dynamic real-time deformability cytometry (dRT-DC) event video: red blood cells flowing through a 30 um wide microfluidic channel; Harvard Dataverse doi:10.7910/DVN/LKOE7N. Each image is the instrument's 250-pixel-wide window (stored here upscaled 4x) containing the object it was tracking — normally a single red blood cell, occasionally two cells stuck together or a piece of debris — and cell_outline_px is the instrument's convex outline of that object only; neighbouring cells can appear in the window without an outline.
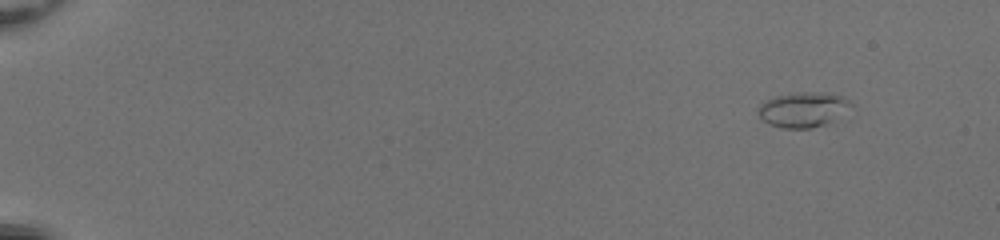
{"species": "common noctule bat (a hibernating species)", "species_latin": "Nyctalus noctula", "temperature_condition": "room temperature", "stored_images_in_passage": 49, "camera_frame_rate_fps": 3000, "um_per_image_px": 0.085, "animal": {"sex": "female", "body_mass_g": 20.0, "forearm_length_mm": 54.0}, "frame": {"image": 1, "passage_image": 1, "time_ms": 0.0, "image_size_px": [1000, 240], "cell_outline_px": [[852, 104], [828, 124], [812, 128], [780, 128], [768, 124], [756, 112], [756, 108], [760, 104], [776, 96], [796, 92], [828, 92], [844, 96], [852, 100]], "centroid_in_image_um": [68.25, 9.3], "position_along_channel_um": 16.7, "area_um2": 19.07}}
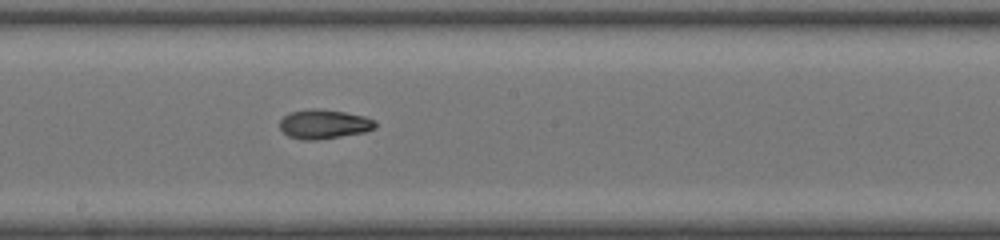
{"frame": {"image": 2, "passage_image": 28, "time_ms": 9.0, "image_size_px": [1000, 240], "cell_outline_px": [[376, 128], [364, 132], [316, 140], [300, 140], [288, 136], [280, 128], [280, 120], [288, 112], [308, 108], [316, 108], [344, 112], [364, 116], [376, 120]], "centroid_in_image_um": [27.52, 10.54], "position_along_channel_um": 220.7, "area_um2": 16.42}}
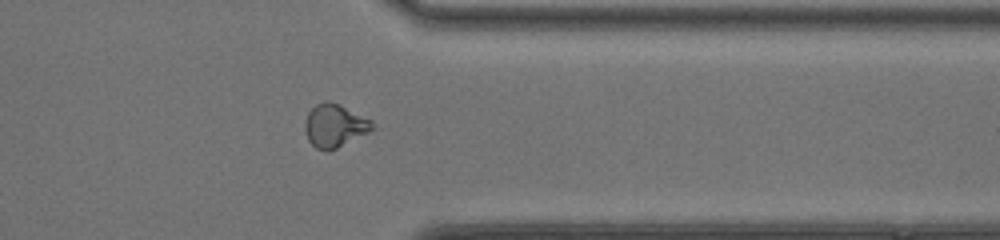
{"frame": {"image": 3, "passage_image": 40, "time_ms": 13.0, "image_size_px": [1000, 240], "cell_outline_px": [[376, 128], [328, 152], [324, 152], [316, 148], [308, 140], [304, 128], [304, 124], [308, 112], [316, 104], [324, 100], [328, 100], [340, 104], [372, 120]], "centroid_in_image_um": [28.43, 10.67], "position_along_channel_um": 383.0, "area_um2": 17.05}, "authors_computed_cell_mechanics": {"area_um2": 16.1262, "velocity_mm_per_s": 4.1111, "shape_relaxation_time_tau1_ms": 10.0542, "shape_relaxation_time_tau2_ms": 3.1502, "deformation_change_tau1": 0.3085, "deformation_change_tau2": 0.0784}}